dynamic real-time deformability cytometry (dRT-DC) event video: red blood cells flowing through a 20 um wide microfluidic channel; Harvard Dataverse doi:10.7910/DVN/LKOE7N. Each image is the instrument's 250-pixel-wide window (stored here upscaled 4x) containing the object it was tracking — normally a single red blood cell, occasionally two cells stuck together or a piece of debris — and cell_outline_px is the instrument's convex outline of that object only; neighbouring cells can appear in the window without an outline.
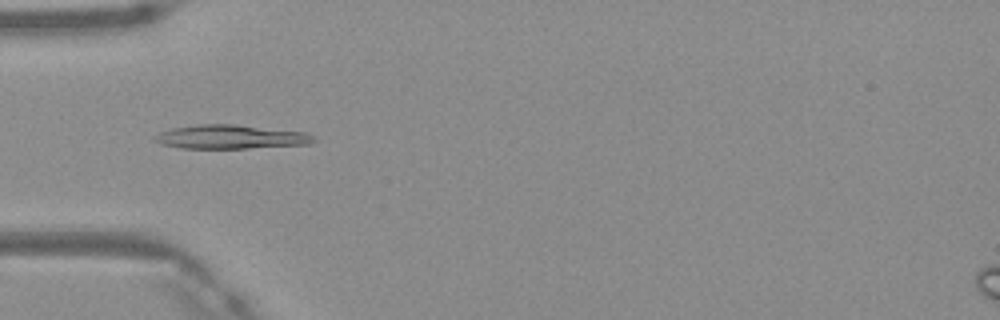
{"species": "Egyptian fruit bat (a non-hibernating species)", "species_latin": "Rousettus aegyptiacus", "temperature_condition": "warm", "stored_images_in_passage": 48, "camera_frame_rate_fps": 3000, "um_per_image_px": 0.085, "frame": {"image": 1, "passage_image": 15, "time_ms": 4.667, "image_size_px": [1000, 320], "cell_outline_px": [[316, 140], [312, 144], [248, 148], [180, 148], [160, 144], [152, 136], [160, 132], [172, 128], [200, 124], [236, 124], [304, 132], [312, 136]], "centroid_in_image_um": [19.6, 11.63], "position_along_channel_um": 65.4, "area_um2": 22.14}}
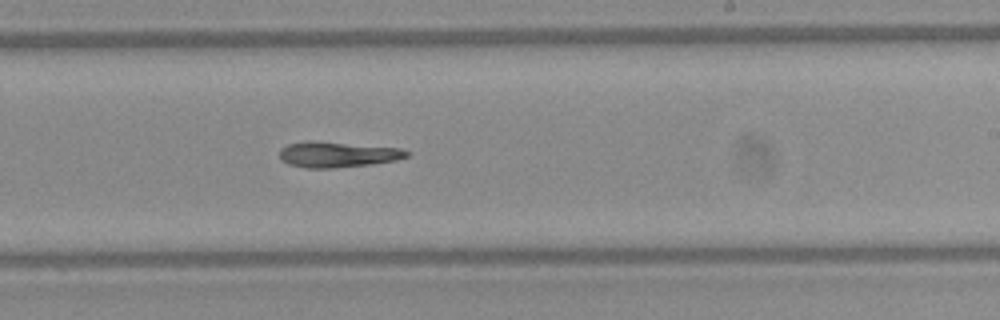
{"frame": {"image": 2, "passage_image": 29, "time_ms": 9.333, "image_size_px": [1000, 320], "cell_outline_px": [[412, 152], [408, 156], [396, 160], [368, 164], [336, 168], [308, 168], [288, 164], [280, 160], [280, 148], [288, 144], [308, 140], [316, 140], [404, 148]], "centroid_in_image_um": [28.7, 13.11], "position_along_channel_um": 260.3, "area_um2": 19.36}}
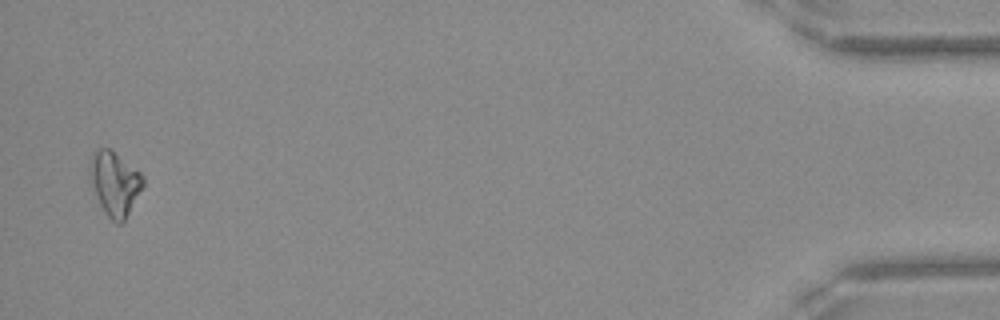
{"frame": {"image": 3, "passage_image": 47, "time_ms": 15.333, "image_size_px": [1000, 320], "cell_outline_px": [[144, 184], [124, 220], [120, 224], [116, 224], [104, 212], [100, 204], [88, 172], [88, 160], [96, 148], [108, 148], [140, 172], [144, 176]], "centroid_in_image_um": [9.72, 15.56], "position_along_channel_um": 425.5, "area_um2": 19.54}, "authors_computed_cell_mechanics": {"area_um2": 19.3919, "velocity_mm_per_s": 4.1833, "shape_relaxation_time_tau1_ms": 9.0081, "shape_relaxation_time_tau2_ms": null, "deformation_change_tau1": 0.2551, "deformation_change_tau2": null}}